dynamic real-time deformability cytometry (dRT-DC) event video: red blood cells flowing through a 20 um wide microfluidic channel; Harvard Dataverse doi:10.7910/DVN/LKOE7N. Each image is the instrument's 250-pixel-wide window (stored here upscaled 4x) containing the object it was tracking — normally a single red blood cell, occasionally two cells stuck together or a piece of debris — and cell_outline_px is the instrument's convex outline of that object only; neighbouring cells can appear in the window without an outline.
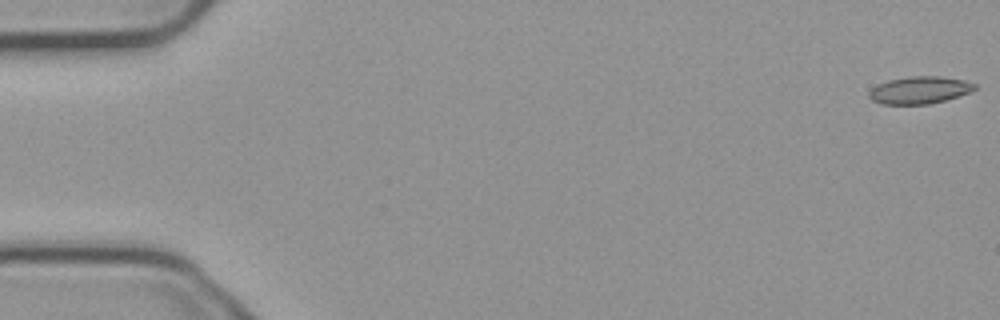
{"species": "common noctule bat (a hibernating species)", "species_latin": "Nyctalus noctula", "temperature_condition": "cold", "stored_images_in_passage": 55, "camera_frame_rate_fps": 3000, "um_per_image_px": 0.085, "animal": {"sex": "male", "body_mass_g": 23.1, "forearm_length_mm": 52.7}, "frame": {"image": 1, "passage_image": 1, "time_ms": 0.0, "image_size_px": [1000, 320], "cell_outline_px": [[976, 88], [968, 92], [944, 100], [928, 104], [880, 104], [872, 100], [868, 96], [868, 92], [876, 84], [888, 80], [908, 76], [940, 76], [964, 80], [976, 84]], "centroid_in_image_um": [78.1, 7.65], "position_along_channel_um": 6.9, "area_um2": 16.76}}
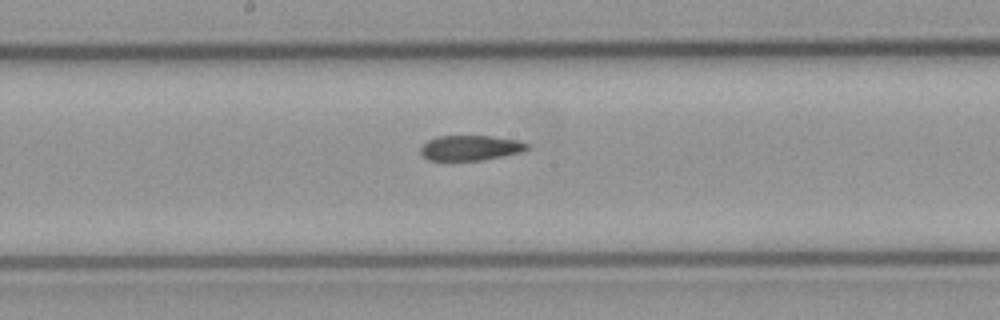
{"frame": {"image": 2, "passage_image": 29, "time_ms": 9.333, "image_size_px": [1000, 320], "cell_outline_px": [[532, 148], [524, 152], [504, 156], [480, 160], [428, 160], [420, 152], [420, 148], [428, 140], [436, 136], [488, 136], [520, 140], [528, 144]], "centroid_in_image_um": [40.04, 12.57], "position_along_channel_um": 208.2, "area_um2": 15.72}}
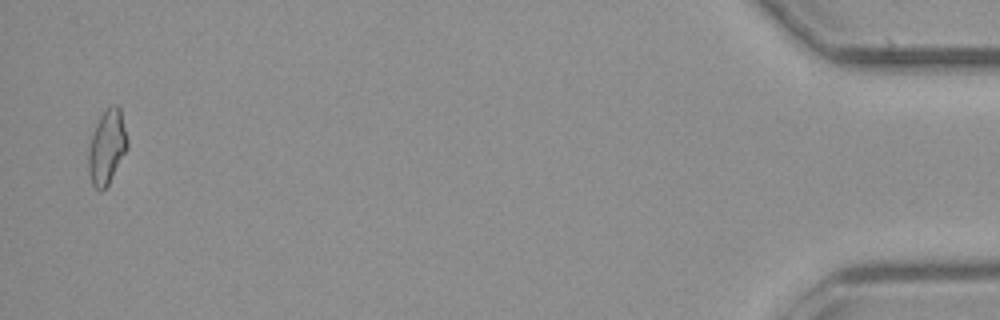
{"frame": {"image": 3, "passage_image": 54, "time_ms": 17.667, "image_size_px": [1000, 320], "cell_outline_px": [[128, 148], [108, 184], [100, 192], [92, 184], [88, 172], [88, 148], [96, 124], [100, 116], [112, 104], [116, 104], [120, 108], [128, 140]], "centroid_in_image_um": [9.09, 12.5], "position_along_channel_um": 426.1, "area_um2": 16.76}, "authors_computed_cell_mechanics": {"area_um2": 16.762, "velocity_mm_per_s": 3.755, "shape_relaxation_time_tau1_ms": null, "shape_relaxation_time_tau2_ms": 5.1796, "deformation_change_tau1": null, "deformation_change_tau2": 0.1141}}